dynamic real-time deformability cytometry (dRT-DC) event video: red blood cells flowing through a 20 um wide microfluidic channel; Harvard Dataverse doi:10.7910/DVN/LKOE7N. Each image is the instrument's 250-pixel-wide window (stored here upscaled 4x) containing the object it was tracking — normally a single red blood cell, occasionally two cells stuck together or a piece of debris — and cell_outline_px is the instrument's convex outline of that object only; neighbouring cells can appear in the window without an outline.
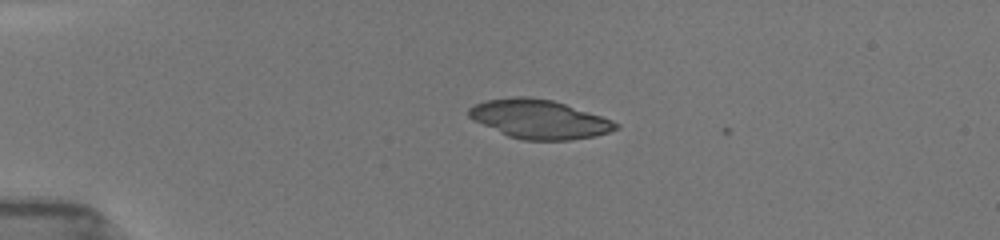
{"species": "common noctule bat (a hibernating species)", "species_latin": "Nyctalus noctula", "temperature_condition": "room temperature", "stored_images_in_passage": 11, "camera_frame_rate_fps": 3000, "um_per_image_px": 0.085, "animal": {"sex": "female", "body_mass_g": 19.5, "forearm_length_mm": 54.1}, "frame": {"image": 1, "passage_image": 9, "time_ms": 1.667, "image_size_px": [1000, 240], "cell_outline_px": [[620, 128], [608, 132], [592, 136], [568, 140], [524, 140], [508, 136], [472, 120], [468, 116], [468, 108], [484, 100], [516, 96], [528, 96], [552, 100], [612, 120], [620, 124]], "centroid_in_image_um": [45.79, 10.12], "position_along_channel_um": 39.2, "area_um2": 33.12}}